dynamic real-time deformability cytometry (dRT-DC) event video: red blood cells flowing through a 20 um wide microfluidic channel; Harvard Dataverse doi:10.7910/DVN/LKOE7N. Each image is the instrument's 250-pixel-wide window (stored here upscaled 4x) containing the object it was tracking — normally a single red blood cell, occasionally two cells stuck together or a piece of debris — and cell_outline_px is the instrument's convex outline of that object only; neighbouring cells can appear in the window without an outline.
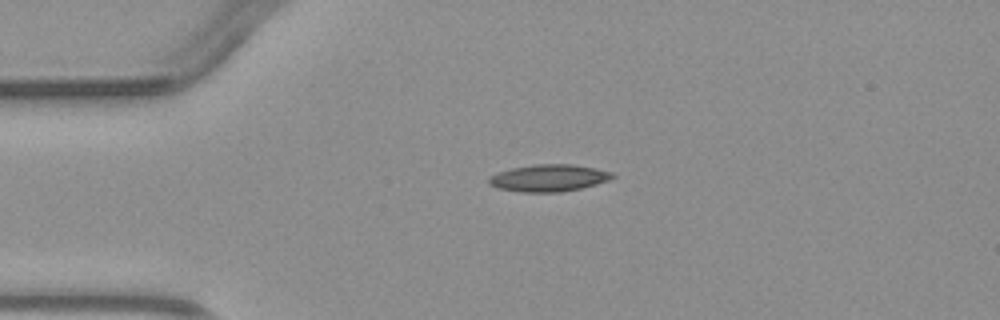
{"species": "common noctule bat (a hibernating species)", "species_latin": "Nyctalus noctula", "temperature_condition": "warm", "stored_images_in_passage": 3, "camera_frame_rate_fps": 3000, "um_per_image_px": 0.085, "animal": {"sex": "male", "body_mass_g": 23.1, "forearm_length_mm": 52.7}, "frame": {"image": 1, "passage_image": 1, "time_ms": 0.0, "image_size_px": [1000, 320], "cell_outline_px": [[616, 176], [608, 180], [596, 184], [580, 188], [560, 192], [524, 192], [496, 188], [488, 184], [488, 176], [512, 168], [532, 164], [572, 164], [596, 168], [612, 172]], "centroid_in_image_um": [46.63, 15.12], "position_along_channel_um": 38.4, "area_um2": 19.48}}
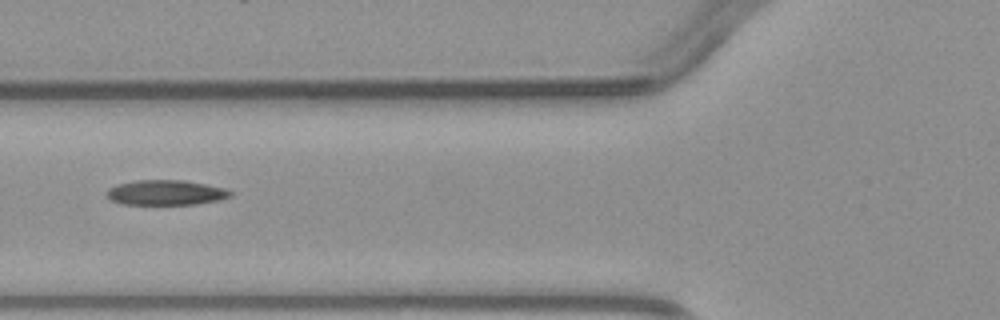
{"frame": {"image": 2, "passage_image": 3, "time_ms": 2.333, "image_size_px": [1000, 320], "cell_outline_px": [[232, 196], [220, 200], [196, 204], [120, 204], [112, 200], [108, 196], [108, 188], [116, 184], [132, 180], [184, 180], [224, 188], [232, 192]], "centroid_in_image_um": [14.09, 16.36], "position_along_channel_um": 111.7, "area_um2": 18.03}}